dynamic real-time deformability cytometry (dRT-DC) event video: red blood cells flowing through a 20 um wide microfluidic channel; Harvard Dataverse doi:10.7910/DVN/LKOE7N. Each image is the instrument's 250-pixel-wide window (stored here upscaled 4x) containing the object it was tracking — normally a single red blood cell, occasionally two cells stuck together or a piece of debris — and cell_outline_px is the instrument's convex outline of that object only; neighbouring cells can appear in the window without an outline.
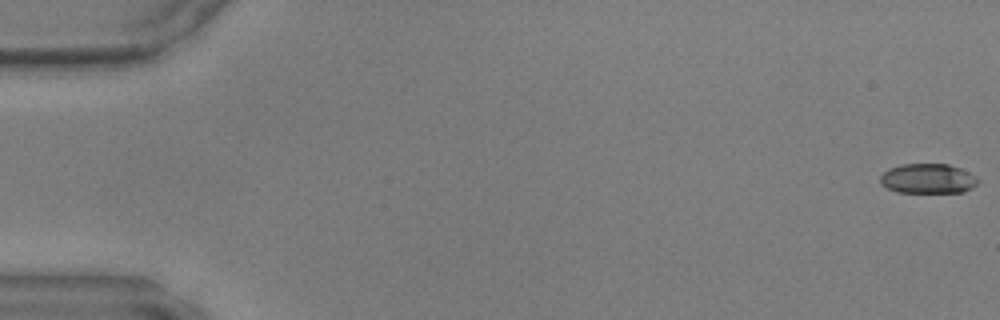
{"species": "common noctule bat (a hibernating species)", "species_latin": "Nyctalus noctula", "temperature_condition": "warm", "stored_images_in_passage": 49, "segment_of_instrument_passage": [1, 2], "camera_frame_rate_fps": 3000, "um_per_image_px": 0.085, "animal": {"sex": "male", "body_mass_g": 17.9, "forearm_length_mm": 54.2}, "frame": {"image": 1, "passage_image": 1, "time_ms": 0.0, "image_size_px": [1000, 320], "cell_outline_px": [[980, 180], [972, 188], [964, 192], [896, 192], [880, 184], [880, 176], [888, 168], [904, 164], [948, 164], [960, 168], [976, 176]], "centroid_in_image_um": [78.87, 15.18], "position_along_channel_um": 6.1, "area_um2": 16.99}}
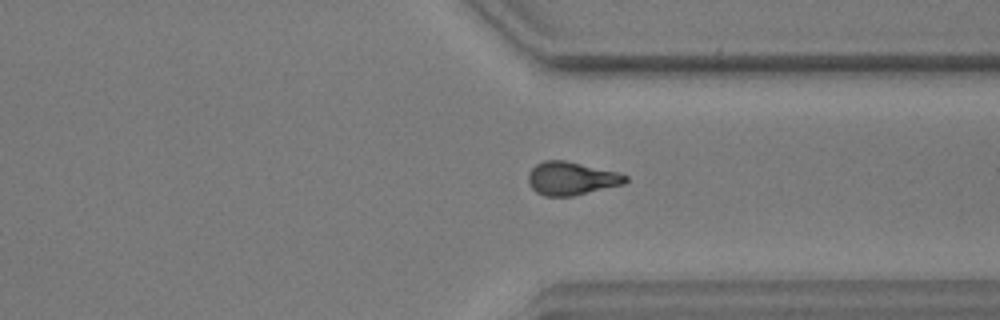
{"frame": {"image": 2, "passage_image": 37, "time_ms": 12.0, "image_size_px": [1000, 320], "cell_outline_px": [[628, 180], [624, 184], [572, 196], [544, 196], [536, 192], [532, 188], [528, 180], [528, 172], [536, 164], [544, 160], [564, 160], [616, 172], [628, 176]], "centroid_in_image_um": [48.54, 15.17], "position_along_channel_um": 362.9, "area_um2": 18.67}}
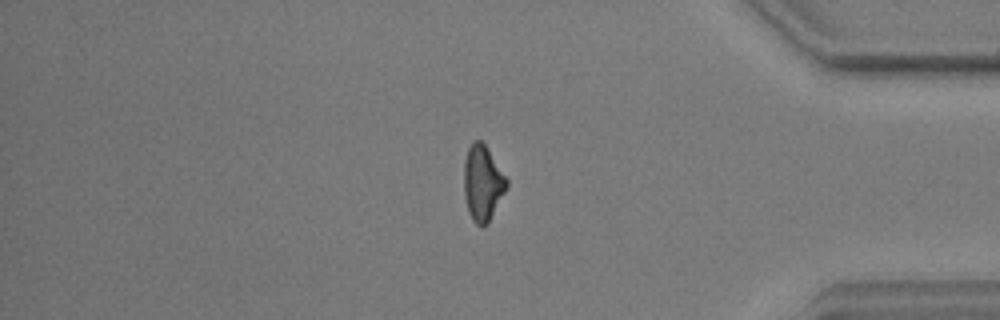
{"frame": {"image": 3, "passage_image": 41, "time_ms": 13.333, "image_size_px": [1000, 320], "cell_outline_px": [[508, 184], [488, 224], [476, 224], [472, 220], [468, 212], [464, 196], [464, 160], [468, 148], [472, 140], [480, 140], [484, 144], [508, 180]], "centroid_in_image_um": [41.0, 15.55], "position_along_channel_um": 394.2, "area_um2": 18.55}}